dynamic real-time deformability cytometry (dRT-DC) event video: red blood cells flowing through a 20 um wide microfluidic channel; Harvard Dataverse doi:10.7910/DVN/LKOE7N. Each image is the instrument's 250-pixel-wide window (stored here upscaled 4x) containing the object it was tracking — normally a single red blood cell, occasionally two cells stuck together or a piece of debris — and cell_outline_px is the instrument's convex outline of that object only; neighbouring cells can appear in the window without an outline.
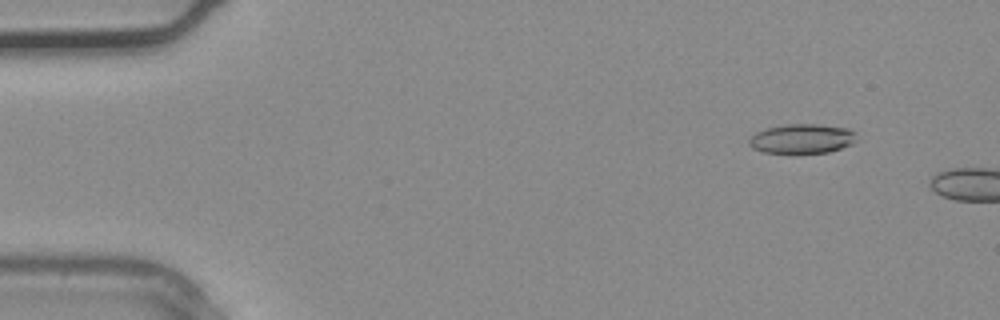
{"species": "common noctule bat (a hibernating species)", "species_latin": "Nyctalus noctula", "temperature_condition": "warm", "stored_images_in_passage": 3, "camera_frame_rate_fps": 3000, "um_per_image_px": 0.085, "animal": {"sex": "male", "body_mass_g": 20.4}, "frame": {"image": 1, "passage_image": 1, "time_ms": 0.0, "image_size_px": [1000, 320], "cell_outline_px": [[860, 140], [852, 144], [828, 152], [764, 152], [752, 148], [748, 144], [748, 140], [756, 132], [768, 128], [788, 124], [820, 124], [848, 128], [856, 132]], "centroid_in_image_um": [68.23, 11.77], "position_along_channel_um": 16.8, "area_um2": 18.44}}